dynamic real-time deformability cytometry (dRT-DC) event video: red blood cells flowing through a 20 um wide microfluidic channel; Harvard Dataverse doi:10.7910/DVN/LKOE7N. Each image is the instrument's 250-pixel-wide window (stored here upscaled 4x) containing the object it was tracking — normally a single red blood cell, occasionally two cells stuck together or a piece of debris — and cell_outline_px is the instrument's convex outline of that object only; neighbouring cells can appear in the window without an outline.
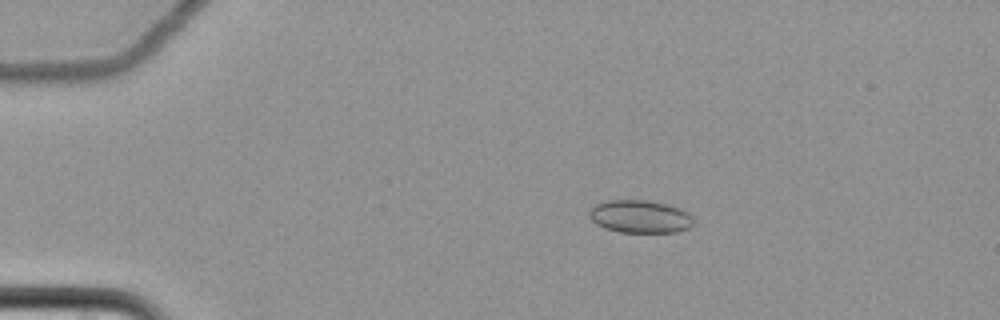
{"species": "common noctule bat (a hibernating species)", "species_latin": "Nyctalus noctula", "temperature_condition": "cold", "stored_images_in_passage": 50, "camera_frame_rate_fps": 3000, "um_per_image_px": 0.085, "animal": {"sex": "female", "body_mass_g": 22.7, "forearm_length_mm": 54.2}, "frame": {"image": 1, "passage_image": 1, "time_ms": 0.0, "image_size_px": [1000, 320], "cell_outline_px": [[692, 224], [688, 228], [676, 232], [620, 232], [604, 228], [596, 224], [588, 216], [588, 212], [596, 204], [604, 200], [648, 200], [668, 204], [680, 208], [688, 212], [692, 216]], "centroid_in_image_um": [54.38, 18.4], "position_along_channel_um": 30.6, "area_um2": 20.06}}
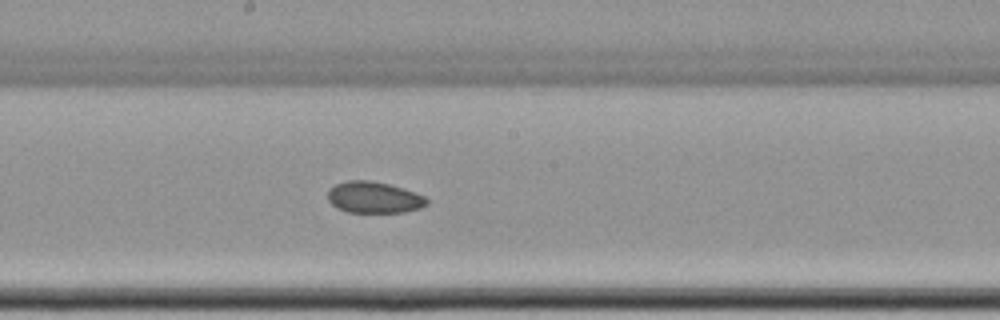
{"frame": {"image": 2, "passage_image": 23, "time_ms": 7.333, "image_size_px": [1000, 320], "cell_outline_px": [[428, 204], [420, 208], [404, 212], [348, 212], [336, 208], [328, 200], [328, 188], [336, 184], [348, 180], [368, 180], [388, 184], [404, 188], [416, 192], [424, 196], [428, 200]], "centroid_in_image_um": [31.78, 16.78], "position_along_channel_um": 216.4, "area_um2": 18.21}}
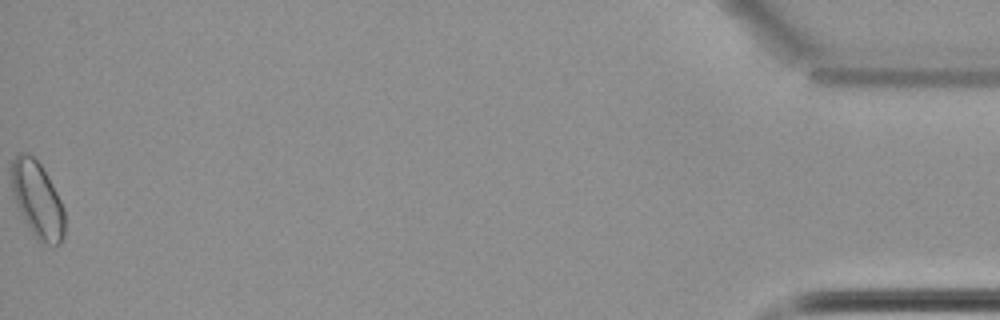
{"frame": {"image": 3, "passage_image": 50, "time_ms": 16.333, "image_size_px": [1000, 320], "cell_outline_px": [[64, 236], [60, 244], [52, 248], [36, 240], [24, 220], [16, 204], [12, 192], [12, 160], [16, 152], [24, 152], [32, 156], [40, 164], [56, 192], [64, 208]], "centroid_in_image_um": [3.18, 17.03], "position_along_channel_um": 432.0, "area_um2": 23.7}, "authors_computed_cell_mechanics": {"area_um2": 18.8717, "velocity_mm_per_s": 3.4887, "shape_relaxation_time_tau1_ms": null, "shape_relaxation_time_tau2_ms": 3.3732, "deformation_change_tau1": null, "deformation_change_tau2": 0.061}}